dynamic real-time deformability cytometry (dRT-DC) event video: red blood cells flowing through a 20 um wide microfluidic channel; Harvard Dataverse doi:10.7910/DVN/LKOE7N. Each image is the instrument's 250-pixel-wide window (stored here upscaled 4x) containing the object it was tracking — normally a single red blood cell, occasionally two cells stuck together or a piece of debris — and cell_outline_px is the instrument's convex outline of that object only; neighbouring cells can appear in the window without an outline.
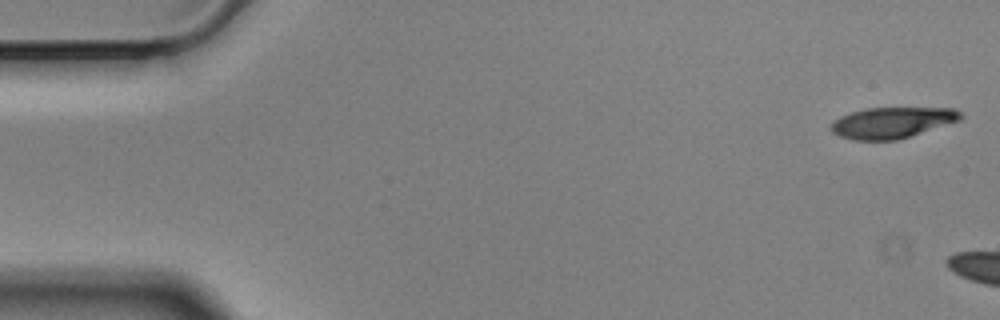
{"species": "Egyptian fruit bat (a non-hibernating species)", "species_latin": "Rousettus aegyptiacus", "temperature_condition": "cold", "stored_images_in_passage": 5, "camera_frame_rate_fps": 3000, "um_per_image_px": 0.085, "animal": {"sex": "male"}, "frame": {"image": 1, "passage_image": 1, "time_ms": 0.0, "image_size_px": [1000, 320], "cell_outline_px": [[964, 116], [960, 120], [896, 140], [852, 140], [840, 136], [832, 132], [828, 128], [840, 116], [864, 108], [956, 108]], "centroid_in_image_um": [75.81, 10.42], "position_along_channel_um": 9.2, "area_um2": 23.24}}